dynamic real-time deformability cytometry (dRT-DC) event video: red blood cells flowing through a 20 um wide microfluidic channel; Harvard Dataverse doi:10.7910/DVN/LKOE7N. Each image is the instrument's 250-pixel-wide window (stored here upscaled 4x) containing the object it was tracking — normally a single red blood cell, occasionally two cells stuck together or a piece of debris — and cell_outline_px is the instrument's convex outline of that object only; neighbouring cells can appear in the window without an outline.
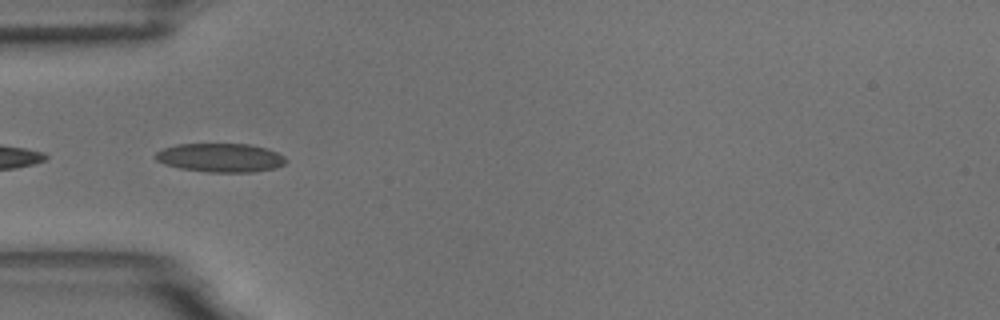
{"species": "common noctule bat (a hibernating species)", "species_latin": "Nyctalus noctula", "temperature_condition": "room temperature", "stored_images_in_passage": 6, "camera_frame_rate_fps": 3000, "um_per_image_px": 0.085, "animal": {"sex": "male", "body_mass_g": 18.8}, "frame": {"image": 1, "passage_image": 4, "time_ms": 1.0, "image_size_px": [1000, 320], "cell_outline_px": [[288, 160], [284, 164], [276, 168], [252, 172], [208, 172], [180, 168], [164, 164], [156, 160], [152, 156], [156, 152], [164, 148], [176, 144], [248, 144], [268, 148], [284, 156]], "centroid_in_image_um": [18.73, 13.4], "position_along_channel_um": 66.3, "area_um2": 22.02}}